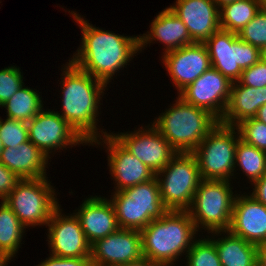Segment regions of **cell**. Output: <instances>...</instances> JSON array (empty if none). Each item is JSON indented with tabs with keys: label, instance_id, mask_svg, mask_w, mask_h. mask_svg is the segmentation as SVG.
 I'll use <instances>...</instances> for the list:
<instances>
[{
	"label": "cell",
	"instance_id": "cell-37",
	"mask_svg": "<svg viewBox=\"0 0 266 266\" xmlns=\"http://www.w3.org/2000/svg\"><path fill=\"white\" fill-rule=\"evenodd\" d=\"M36 266H93L90 258H66L49 256Z\"/></svg>",
	"mask_w": 266,
	"mask_h": 266
},
{
	"label": "cell",
	"instance_id": "cell-4",
	"mask_svg": "<svg viewBox=\"0 0 266 266\" xmlns=\"http://www.w3.org/2000/svg\"><path fill=\"white\" fill-rule=\"evenodd\" d=\"M153 124L170 145L180 153H192L218 125L208 111L186 103L180 96Z\"/></svg>",
	"mask_w": 266,
	"mask_h": 266
},
{
	"label": "cell",
	"instance_id": "cell-28",
	"mask_svg": "<svg viewBox=\"0 0 266 266\" xmlns=\"http://www.w3.org/2000/svg\"><path fill=\"white\" fill-rule=\"evenodd\" d=\"M237 164V165H236ZM235 167L239 166L253 184L266 173V152L241 138L236 145Z\"/></svg>",
	"mask_w": 266,
	"mask_h": 266
},
{
	"label": "cell",
	"instance_id": "cell-40",
	"mask_svg": "<svg viewBox=\"0 0 266 266\" xmlns=\"http://www.w3.org/2000/svg\"><path fill=\"white\" fill-rule=\"evenodd\" d=\"M257 266H266V242L257 246Z\"/></svg>",
	"mask_w": 266,
	"mask_h": 266
},
{
	"label": "cell",
	"instance_id": "cell-15",
	"mask_svg": "<svg viewBox=\"0 0 266 266\" xmlns=\"http://www.w3.org/2000/svg\"><path fill=\"white\" fill-rule=\"evenodd\" d=\"M103 141H101V140ZM103 144H101V142ZM105 145L108 153V166L111 178L116 184L115 191L150 181L155 174L133 154L128 152L112 135L108 133L95 140L91 145Z\"/></svg>",
	"mask_w": 266,
	"mask_h": 266
},
{
	"label": "cell",
	"instance_id": "cell-13",
	"mask_svg": "<svg viewBox=\"0 0 266 266\" xmlns=\"http://www.w3.org/2000/svg\"><path fill=\"white\" fill-rule=\"evenodd\" d=\"M59 206L47 223L49 254L66 258H90V247L75 214L63 215Z\"/></svg>",
	"mask_w": 266,
	"mask_h": 266
},
{
	"label": "cell",
	"instance_id": "cell-8",
	"mask_svg": "<svg viewBox=\"0 0 266 266\" xmlns=\"http://www.w3.org/2000/svg\"><path fill=\"white\" fill-rule=\"evenodd\" d=\"M48 177L21 179L3 202L27 228L45 225L59 207L54 187Z\"/></svg>",
	"mask_w": 266,
	"mask_h": 266
},
{
	"label": "cell",
	"instance_id": "cell-5",
	"mask_svg": "<svg viewBox=\"0 0 266 266\" xmlns=\"http://www.w3.org/2000/svg\"><path fill=\"white\" fill-rule=\"evenodd\" d=\"M229 182L202 179L199 183L187 210L197 231L202 227L207 233L228 231L236 197Z\"/></svg>",
	"mask_w": 266,
	"mask_h": 266
},
{
	"label": "cell",
	"instance_id": "cell-18",
	"mask_svg": "<svg viewBox=\"0 0 266 266\" xmlns=\"http://www.w3.org/2000/svg\"><path fill=\"white\" fill-rule=\"evenodd\" d=\"M228 231L249 243L266 242V206L249 194H236Z\"/></svg>",
	"mask_w": 266,
	"mask_h": 266
},
{
	"label": "cell",
	"instance_id": "cell-33",
	"mask_svg": "<svg viewBox=\"0 0 266 266\" xmlns=\"http://www.w3.org/2000/svg\"><path fill=\"white\" fill-rule=\"evenodd\" d=\"M236 127L242 140L266 152V124L255 118H248Z\"/></svg>",
	"mask_w": 266,
	"mask_h": 266
},
{
	"label": "cell",
	"instance_id": "cell-29",
	"mask_svg": "<svg viewBox=\"0 0 266 266\" xmlns=\"http://www.w3.org/2000/svg\"><path fill=\"white\" fill-rule=\"evenodd\" d=\"M187 257V258H186ZM186 266H222L218 257L215 243L207 237L195 239L192 247L187 252Z\"/></svg>",
	"mask_w": 266,
	"mask_h": 266
},
{
	"label": "cell",
	"instance_id": "cell-32",
	"mask_svg": "<svg viewBox=\"0 0 266 266\" xmlns=\"http://www.w3.org/2000/svg\"><path fill=\"white\" fill-rule=\"evenodd\" d=\"M238 37L260 50L266 46V12L260 10L238 33Z\"/></svg>",
	"mask_w": 266,
	"mask_h": 266
},
{
	"label": "cell",
	"instance_id": "cell-38",
	"mask_svg": "<svg viewBox=\"0 0 266 266\" xmlns=\"http://www.w3.org/2000/svg\"><path fill=\"white\" fill-rule=\"evenodd\" d=\"M251 185L254 188L250 195L266 206V173Z\"/></svg>",
	"mask_w": 266,
	"mask_h": 266
},
{
	"label": "cell",
	"instance_id": "cell-30",
	"mask_svg": "<svg viewBox=\"0 0 266 266\" xmlns=\"http://www.w3.org/2000/svg\"><path fill=\"white\" fill-rule=\"evenodd\" d=\"M123 192L140 206H164L156 177L145 183L126 188Z\"/></svg>",
	"mask_w": 266,
	"mask_h": 266
},
{
	"label": "cell",
	"instance_id": "cell-23",
	"mask_svg": "<svg viewBox=\"0 0 266 266\" xmlns=\"http://www.w3.org/2000/svg\"><path fill=\"white\" fill-rule=\"evenodd\" d=\"M109 199L114 207L119 228L141 231L152 220L159 219L168 210L164 206H140L123 191H116Z\"/></svg>",
	"mask_w": 266,
	"mask_h": 266
},
{
	"label": "cell",
	"instance_id": "cell-36",
	"mask_svg": "<svg viewBox=\"0 0 266 266\" xmlns=\"http://www.w3.org/2000/svg\"><path fill=\"white\" fill-rule=\"evenodd\" d=\"M21 180L13 171L0 163V199L3 201Z\"/></svg>",
	"mask_w": 266,
	"mask_h": 266
},
{
	"label": "cell",
	"instance_id": "cell-9",
	"mask_svg": "<svg viewBox=\"0 0 266 266\" xmlns=\"http://www.w3.org/2000/svg\"><path fill=\"white\" fill-rule=\"evenodd\" d=\"M211 66L232 83L242 71L261 59L260 49L242 41L237 33L219 29L205 43Z\"/></svg>",
	"mask_w": 266,
	"mask_h": 266
},
{
	"label": "cell",
	"instance_id": "cell-10",
	"mask_svg": "<svg viewBox=\"0 0 266 266\" xmlns=\"http://www.w3.org/2000/svg\"><path fill=\"white\" fill-rule=\"evenodd\" d=\"M139 128L130 134L112 133L111 135L154 174L161 171L178 153L152 124Z\"/></svg>",
	"mask_w": 266,
	"mask_h": 266
},
{
	"label": "cell",
	"instance_id": "cell-3",
	"mask_svg": "<svg viewBox=\"0 0 266 266\" xmlns=\"http://www.w3.org/2000/svg\"><path fill=\"white\" fill-rule=\"evenodd\" d=\"M197 232L188 211L168 210L140 231L143 257L173 266L190 250Z\"/></svg>",
	"mask_w": 266,
	"mask_h": 266
},
{
	"label": "cell",
	"instance_id": "cell-25",
	"mask_svg": "<svg viewBox=\"0 0 266 266\" xmlns=\"http://www.w3.org/2000/svg\"><path fill=\"white\" fill-rule=\"evenodd\" d=\"M260 11L259 0H236L219 8L220 27L239 33Z\"/></svg>",
	"mask_w": 266,
	"mask_h": 266
},
{
	"label": "cell",
	"instance_id": "cell-17",
	"mask_svg": "<svg viewBox=\"0 0 266 266\" xmlns=\"http://www.w3.org/2000/svg\"><path fill=\"white\" fill-rule=\"evenodd\" d=\"M174 4L169 8L185 24L194 43H205L221 29L219 8L213 0H176Z\"/></svg>",
	"mask_w": 266,
	"mask_h": 266
},
{
	"label": "cell",
	"instance_id": "cell-12",
	"mask_svg": "<svg viewBox=\"0 0 266 266\" xmlns=\"http://www.w3.org/2000/svg\"><path fill=\"white\" fill-rule=\"evenodd\" d=\"M232 84L218 70L211 67L178 96L186 103L208 111L220 121L229 101Z\"/></svg>",
	"mask_w": 266,
	"mask_h": 266
},
{
	"label": "cell",
	"instance_id": "cell-39",
	"mask_svg": "<svg viewBox=\"0 0 266 266\" xmlns=\"http://www.w3.org/2000/svg\"><path fill=\"white\" fill-rule=\"evenodd\" d=\"M120 266H166V265L143 257L138 261L125 263V264L120 265Z\"/></svg>",
	"mask_w": 266,
	"mask_h": 266
},
{
	"label": "cell",
	"instance_id": "cell-43",
	"mask_svg": "<svg viewBox=\"0 0 266 266\" xmlns=\"http://www.w3.org/2000/svg\"><path fill=\"white\" fill-rule=\"evenodd\" d=\"M215 2V4L218 6V8L226 5V4H229V3H232L236 0H213Z\"/></svg>",
	"mask_w": 266,
	"mask_h": 266
},
{
	"label": "cell",
	"instance_id": "cell-11",
	"mask_svg": "<svg viewBox=\"0 0 266 266\" xmlns=\"http://www.w3.org/2000/svg\"><path fill=\"white\" fill-rule=\"evenodd\" d=\"M29 140L48 157L56 150L67 146L88 144L75 130L54 110L42 109L31 121L27 122ZM80 143V144H79Z\"/></svg>",
	"mask_w": 266,
	"mask_h": 266
},
{
	"label": "cell",
	"instance_id": "cell-46",
	"mask_svg": "<svg viewBox=\"0 0 266 266\" xmlns=\"http://www.w3.org/2000/svg\"><path fill=\"white\" fill-rule=\"evenodd\" d=\"M3 144H2V141H1V138H0V153L2 152V150H3Z\"/></svg>",
	"mask_w": 266,
	"mask_h": 266
},
{
	"label": "cell",
	"instance_id": "cell-26",
	"mask_svg": "<svg viewBox=\"0 0 266 266\" xmlns=\"http://www.w3.org/2000/svg\"><path fill=\"white\" fill-rule=\"evenodd\" d=\"M41 99L40 92L23 85L1 107L6 108L7 118L29 122L43 109Z\"/></svg>",
	"mask_w": 266,
	"mask_h": 266
},
{
	"label": "cell",
	"instance_id": "cell-45",
	"mask_svg": "<svg viewBox=\"0 0 266 266\" xmlns=\"http://www.w3.org/2000/svg\"><path fill=\"white\" fill-rule=\"evenodd\" d=\"M259 2H260V10L266 12V0H259Z\"/></svg>",
	"mask_w": 266,
	"mask_h": 266
},
{
	"label": "cell",
	"instance_id": "cell-42",
	"mask_svg": "<svg viewBox=\"0 0 266 266\" xmlns=\"http://www.w3.org/2000/svg\"><path fill=\"white\" fill-rule=\"evenodd\" d=\"M10 260V258H8L3 252L0 251V266H7Z\"/></svg>",
	"mask_w": 266,
	"mask_h": 266
},
{
	"label": "cell",
	"instance_id": "cell-27",
	"mask_svg": "<svg viewBox=\"0 0 266 266\" xmlns=\"http://www.w3.org/2000/svg\"><path fill=\"white\" fill-rule=\"evenodd\" d=\"M0 203V251L12 259L22 244L26 227L3 201Z\"/></svg>",
	"mask_w": 266,
	"mask_h": 266
},
{
	"label": "cell",
	"instance_id": "cell-19",
	"mask_svg": "<svg viewBox=\"0 0 266 266\" xmlns=\"http://www.w3.org/2000/svg\"><path fill=\"white\" fill-rule=\"evenodd\" d=\"M76 211L74 214L90 245L119 229L114 207L105 197H88Z\"/></svg>",
	"mask_w": 266,
	"mask_h": 266
},
{
	"label": "cell",
	"instance_id": "cell-7",
	"mask_svg": "<svg viewBox=\"0 0 266 266\" xmlns=\"http://www.w3.org/2000/svg\"><path fill=\"white\" fill-rule=\"evenodd\" d=\"M240 138L237 127L218 123L192 152L201 179L231 181L236 171V145Z\"/></svg>",
	"mask_w": 266,
	"mask_h": 266
},
{
	"label": "cell",
	"instance_id": "cell-24",
	"mask_svg": "<svg viewBox=\"0 0 266 266\" xmlns=\"http://www.w3.org/2000/svg\"><path fill=\"white\" fill-rule=\"evenodd\" d=\"M222 266H257V245L231 234L229 231L211 232ZM224 235L215 239V236ZM215 234V235H214ZM220 234V235H219Z\"/></svg>",
	"mask_w": 266,
	"mask_h": 266
},
{
	"label": "cell",
	"instance_id": "cell-35",
	"mask_svg": "<svg viewBox=\"0 0 266 266\" xmlns=\"http://www.w3.org/2000/svg\"><path fill=\"white\" fill-rule=\"evenodd\" d=\"M241 85L253 88H261L266 86V63L261 59L251 67L242 71L238 81Z\"/></svg>",
	"mask_w": 266,
	"mask_h": 266
},
{
	"label": "cell",
	"instance_id": "cell-2",
	"mask_svg": "<svg viewBox=\"0 0 266 266\" xmlns=\"http://www.w3.org/2000/svg\"><path fill=\"white\" fill-rule=\"evenodd\" d=\"M66 64L62 69L63 77L60 78L63 112L59 115L90 145L99 137L108 134L102 130L100 135L96 127L101 95L107 85L81 70L70 60Z\"/></svg>",
	"mask_w": 266,
	"mask_h": 266
},
{
	"label": "cell",
	"instance_id": "cell-22",
	"mask_svg": "<svg viewBox=\"0 0 266 266\" xmlns=\"http://www.w3.org/2000/svg\"><path fill=\"white\" fill-rule=\"evenodd\" d=\"M265 104L266 86L253 88L234 82L226 110L219 123L236 127L243 120L254 118L258 109Z\"/></svg>",
	"mask_w": 266,
	"mask_h": 266
},
{
	"label": "cell",
	"instance_id": "cell-1",
	"mask_svg": "<svg viewBox=\"0 0 266 266\" xmlns=\"http://www.w3.org/2000/svg\"><path fill=\"white\" fill-rule=\"evenodd\" d=\"M82 29V43L69 59L81 70L107 85L113 75L127 65L140 51L139 36H124L102 30L71 11Z\"/></svg>",
	"mask_w": 266,
	"mask_h": 266
},
{
	"label": "cell",
	"instance_id": "cell-6",
	"mask_svg": "<svg viewBox=\"0 0 266 266\" xmlns=\"http://www.w3.org/2000/svg\"><path fill=\"white\" fill-rule=\"evenodd\" d=\"M155 177L164 207L174 211H187L190 208L202 180L194 154L180 152Z\"/></svg>",
	"mask_w": 266,
	"mask_h": 266
},
{
	"label": "cell",
	"instance_id": "cell-14",
	"mask_svg": "<svg viewBox=\"0 0 266 266\" xmlns=\"http://www.w3.org/2000/svg\"><path fill=\"white\" fill-rule=\"evenodd\" d=\"M143 258L139 230L121 229L99 239L90 247L93 266H120Z\"/></svg>",
	"mask_w": 266,
	"mask_h": 266
},
{
	"label": "cell",
	"instance_id": "cell-16",
	"mask_svg": "<svg viewBox=\"0 0 266 266\" xmlns=\"http://www.w3.org/2000/svg\"><path fill=\"white\" fill-rule=\"evenodd\" d=\"M162 61L178 93L212 67L204 43H194L169 51L163 54Z\"/></svg>",
	"mask_w": 266,
	"mask_h": 266
},
{
	"label": "cell",
	"instance_id": "cell-31",
	"mask_svg": "<svg viewBox=\"0 0 266 266\" xmlns=\"http://www.w3.org/2000/svg\"><path fill=\"white\" fill-rule=\"evenodd\" d=\"M0 138L4 148L18 147L29 140L27 122L7 118H0Z\"/></svg>",
	"mask_w": 266,
	"mask_h": 266
},
{
	"label": "cell",
	"instance_id": "cell-20",
	"mask_svg": "<svg viewBox=\"0 0 266 266\" xmlns=\"http://www.w3.org/2000/svg\"><path fill=\"white\" fill-rule=\"evenodd\" d=\"M149 27V31L139 36L140 51L142 48L144 49L145 45L149 44L150 46L153 41H159L166 45L163 54L194 44L185 24L169 7L162 10L152 20Z\"/></svg>",
	"mask_w": 266,
	"mask_h": 266
},
{
	"label": "cell",
	"instance_id": "cell-21",
	"mask_svg": "<svg viewBox=\"0 0 266 266\" xmlns=\"http://www.w3.org/2000/svg\"><path fill=\"white\" fill-rule=\"evenodd\" d=\"M48 157L30 140L15 148H3L0 163L13 171L21 179H36L46 176Z\"/></svg>",
	"mask_w": 266,
	"mask_h": 266
},
{
	"label": "cell",
	"instance_id": "cell-44",
	"mask_svg": "<svg viewBox=\"0 0 266 266\" xmlns=\"http://www.w3.org/2000/svg\"><path fill=\"white\" fill-rule=\"evenodd\" d=\"M261 60L266 63V46L260 50Z\"/></svg>",
	"mask_w": 266,
	"mask_h": 266
},
{
	"label": "cell",
	"instance_id": "cell-34",
	"mask_svg": "<svg viewBox=\"0 0 266 266\" xmlns=\"http://www.w3.org/2000/svg\"><path fill=\"white\" fill-rule=\"evenodd\" d=\"M24 85L19 67L10 66L0 70V107Z\"/></svg>",
	"mask_w": 266,
	"mask_h": 266
},
{
	"label": "cell",
	"instance_id": "cell-41",
	"mask_svg": "<svg viewBox=\"0 0 266 266\" xmlns=\"http://www.w3.org/2000/svg\"><path fill=\"white\" fill-rule=\"evenodd\" d=\"M254 118L266 124V104L258 109V112Z\"/></svg>",
	"mask_w": 266,
	"mask_h": 266
}]
</instances>
